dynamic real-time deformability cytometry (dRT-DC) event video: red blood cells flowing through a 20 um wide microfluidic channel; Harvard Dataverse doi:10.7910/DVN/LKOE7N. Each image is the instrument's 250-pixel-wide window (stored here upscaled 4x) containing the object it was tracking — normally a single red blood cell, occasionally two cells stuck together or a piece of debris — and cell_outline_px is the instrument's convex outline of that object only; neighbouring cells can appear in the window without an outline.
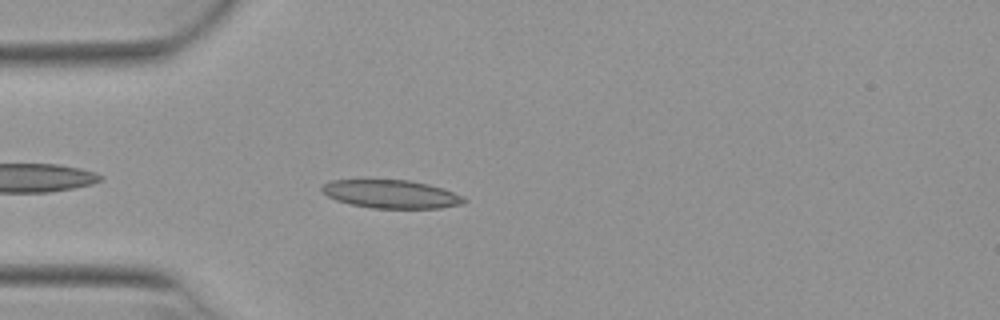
{"species": "Egyptian fruit bat (a non-hibernating species)", "species_latin": "Rousettus aegyptiacus", "temperature_condition": "warm", "stored_images_in_passage": 17, "camera_frame_rate_fps": 3000, "um_per_image_px": 0.085, "animal": {"sex": "female"}, "frame": {"image": 1, "passage_image": 4, "time_ms": 1.0, "image_size_px": [1000, 320], "cell_outline_px": [[468, 200], [464, 204], [440, 208], [372, 208], [352, 204], [336, 200], [320, 192], [320, 188], [324, 184], [332, 180], [364, 176], [408, 180], [428, 184], [444, 188], [464, 196]], "centroid_in_image_um": [33.2, 16.44], "position_along_channel_um": 51.8, "area_um2": 24.62}}
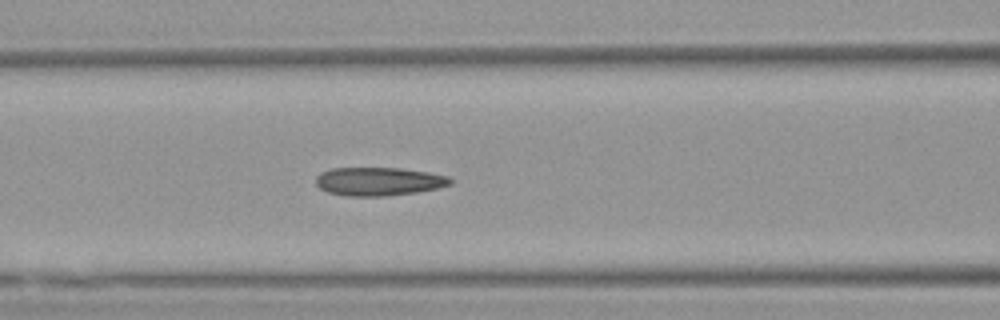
{"frame": {"image": 2, "passage_image": 11, "time_ms": 3.333, "image_size_px": [1000, 320], "cell_outline_px": [[452, 184], [436, 188], [416, 192], [384, 196], [348, 196], [328, 192], [320, 188], [316, 184], [316, 176], [320, 172], [332, 168], [400, 168], [428, 172], [448, 176], [452, 180]], "centroid_in_image_um": [32.17, 15.41], "position_along_channel_um": 134.4, "area_um2": 22.2}}
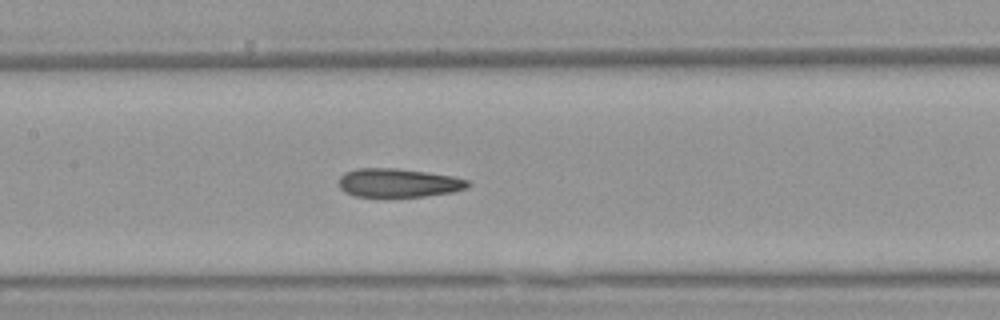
{"frame": {"image": 3, "passage_image": 14, "time_ms": 4.333, "image_size_px": [1000, 320], "cell_outline_px": [[472, 184], [468, 188], [452, 192], [424, 196], [352, 196], [344, 192], [340, 188], [340, 176], [344, 172], [356, 168], [396, 168], [452, 176], [468, 180]], "centroid_in_image_um": [33.86, 15.54], "position_along_channel_um": 173.5, "area_um2": 21.5}}